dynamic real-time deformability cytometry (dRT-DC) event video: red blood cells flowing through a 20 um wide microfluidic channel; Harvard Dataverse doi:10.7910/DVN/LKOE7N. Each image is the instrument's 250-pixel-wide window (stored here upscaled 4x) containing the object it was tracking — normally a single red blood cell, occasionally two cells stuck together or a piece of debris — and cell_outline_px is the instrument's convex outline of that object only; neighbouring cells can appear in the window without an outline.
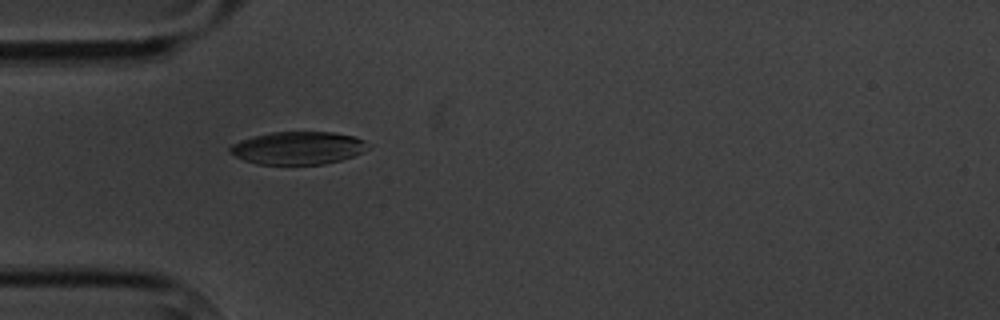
{"species": "common noctule bat (a hibernating species)", "species_latin": "Nyctalus noctula", "temperature_condition": "cold", "stored_images_in_passage": 5, "camera_frame_rate_fps": 3000, "um_per_image_px": 0.085, "animal": {"sex": "male", "body_mass_g": 20.1, "forearm_length_mm": 53.5}, "frame": {"image": 1, "passage_image": 4, "time_ms": 4.667, "image_size_px": [1000, 320], "cell_outline_px": [[372, 144], [368, 148], [352, 156], [340, 160], [324, 164], [256, 164], [244, 160], [228, 152], [228, 148], [232, 144], [240, 140], [252, 136], [272, 132], [332, 132], [356, 136]], "centroid_in_image_um": [25.32, 12.57], "position_along_channel_um": 59.7, "area_um2": 26.47}}
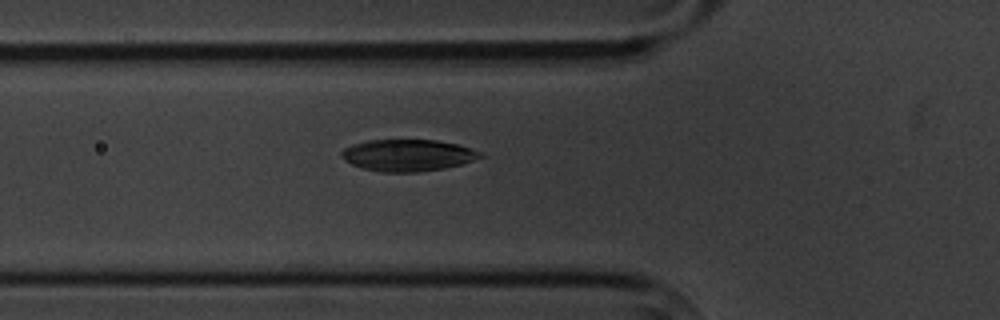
{"frame": {"image": 2, "passage_image": 5, "time_ms": 5.667, "image_size_px": [1000, 320], "cell_outline_px": [[484, 156], [460, 164], [444, 168], [420, 172], [380, 172], [364, 168], [352, 164], [344, 160], [340, 156], [340, 152], [344, 148], [352, 144], [368, 140], [436, 140], [456, 144], [484, 152]], "centroid_in_image_um": [34.64, 13.19], "position_along_channel_um": 91.2, "area_um2": 25.66}}